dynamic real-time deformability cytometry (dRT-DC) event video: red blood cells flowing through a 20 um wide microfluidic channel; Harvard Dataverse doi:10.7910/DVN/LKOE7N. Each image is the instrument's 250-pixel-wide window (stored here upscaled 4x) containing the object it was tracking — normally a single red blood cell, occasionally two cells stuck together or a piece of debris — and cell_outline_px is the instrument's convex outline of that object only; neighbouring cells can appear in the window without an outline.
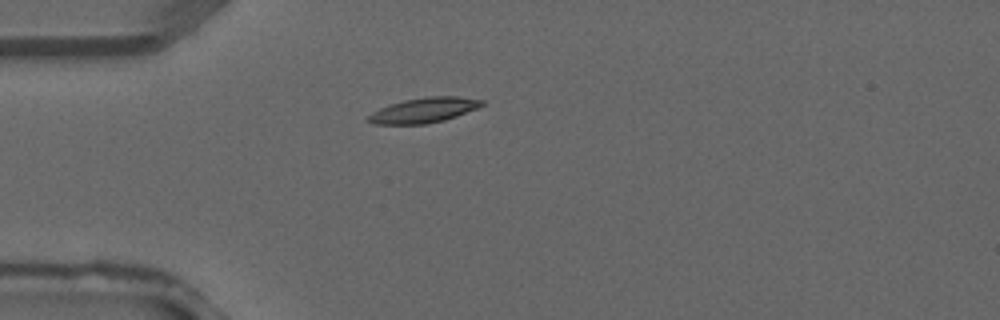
{"species": "common noctule bat (a hibernating species)", "species_latin": "Nyctalus noctula", "temperature_condition": "warm", "stored_images_in_passage": 1, "camera_frame_rate_fps": 3000, "um_per_image_px": 0.085, "animal": {"sex": "male", "forearm_length_mm": 52.5}, "frame": {"image": 1, "passage_image": 1, "time_ms": 0.0, "image_size_px": [1000, 320], "cell_outline_px": [[484, 104], [476, 108], [456, 116], [444, 120], [424, 124], [372, 124], [364, 120], [372, 112], [380, 108], [404, 100], [428, 96], [456, 96], [484, 100]], "centroid_in_image_um": [35.99, 9.37], "position_along_channel_um": 49.0, "area_um2": 16.47}}